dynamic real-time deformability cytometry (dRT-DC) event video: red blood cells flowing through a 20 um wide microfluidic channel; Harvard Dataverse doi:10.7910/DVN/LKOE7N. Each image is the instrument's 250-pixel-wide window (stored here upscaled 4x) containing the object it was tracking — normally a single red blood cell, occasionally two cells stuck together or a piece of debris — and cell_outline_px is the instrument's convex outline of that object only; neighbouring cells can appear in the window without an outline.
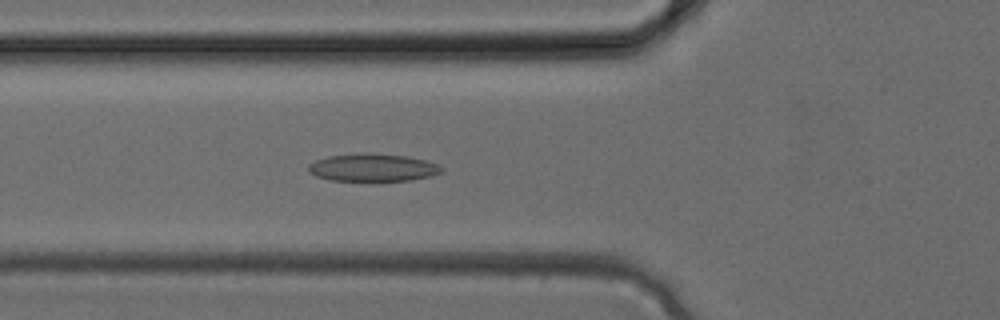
{"species": "common noctule bat (a hibernating species)", "species_latin": "Nyctalus noctula", "temperature_condition": "cold", "stored_images_in_passage": 32, "camera_frame_rate_fps": 3000, "um_per_image_px": 0.085, "animal": {"sex": "female", "body_mass_g": 24.6, "forearm_length_mm": 56.2}, "frame": {"image": 1, "passage_image": 10, "time_ms": 3.0, "image_size_px": [1000, 320], "cell_outline_px": [[444, 172], [432, 176], [412, 180], [332, 180], [316, 176], [308, 172], [308, 164], [316, 160], [328, 156], [356, 152], [364, 152], [408, 156], [440, 164], [444, 168]], "centroid_in_image_um": [31.72, 14.22], "position_along_channel_um": 94.1, "area_um2": 21.73}}
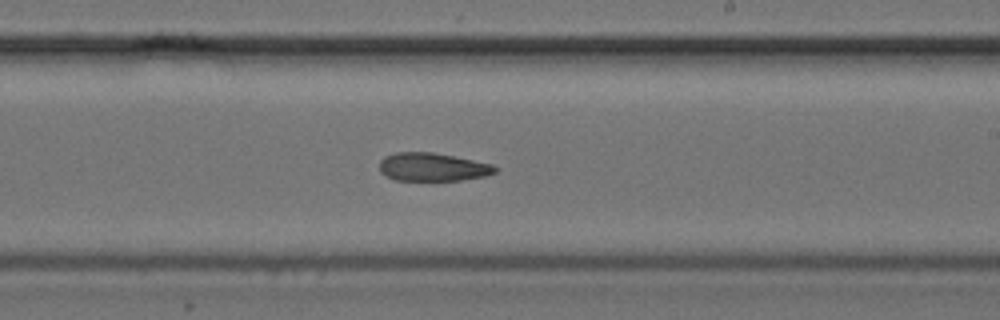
{"frame": {"image": 2, "passage_image": 18, "time_ms": 5.667, "image_size_px": [1000, 320], "cell_outline_px": [[500, 168], [496, 172], [488, 176], [460, 180], [396, 180], [384, 176], [380, 172], [380, 160], [384, 156], [396, 152], [432, 152], [492, 164]], "centroid_in_image_um": [36.77, 14.2], "position_along_channel_um": 252.2, "area_um2": 19.13}}
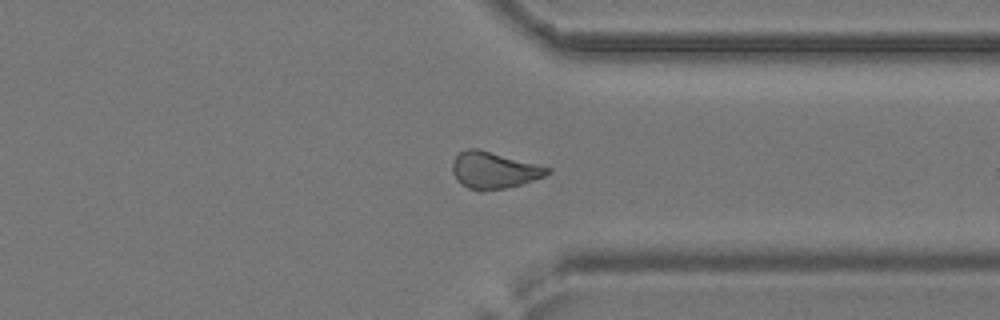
{"frame": {"image": 3, "passage_image": 24, "time_ms": 7.667, "image_size_px": [1000, 320], "cell_outline_px": [[552, 172], [544, 176], [520, 184], [504, 188], [480, 192], [468, 188], [460, 184], [456, 180], [452, 172], [452, 160], [460, 152], [468, 148], [480, 148], [552, 168]], "centroid_in_image_um": [41.95, 14.46], "position_along_channel_um": 369.4, "area_um2": 20.58}}